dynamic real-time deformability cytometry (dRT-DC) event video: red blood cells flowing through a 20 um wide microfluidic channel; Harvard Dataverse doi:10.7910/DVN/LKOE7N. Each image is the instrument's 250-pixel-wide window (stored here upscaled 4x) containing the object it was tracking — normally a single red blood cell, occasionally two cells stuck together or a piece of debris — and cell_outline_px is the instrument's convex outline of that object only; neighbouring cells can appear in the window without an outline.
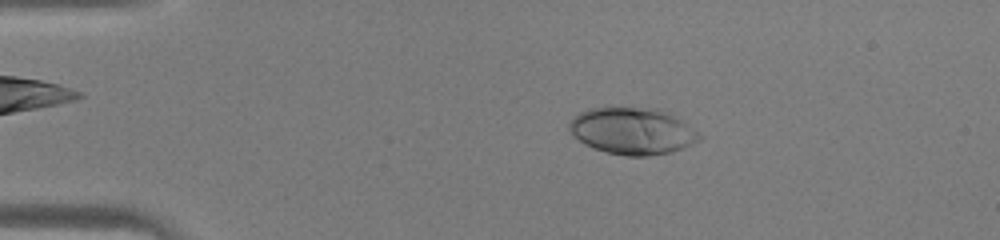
{"species": "human", "species_latin": "Homo sapiens", "temperature_condition": "warm", "stored_images_in_passage": 39, "camera_frame_rate_fps": 3000, "um_per_image_px": 0.085, "donor": {"sex": "male"}, "frame": {"image": 1, "passage_image": 3, "time_ms": 0.667, "image_size_px": [1000, 240], "cell_outline_px": [[704, 136], [700, 140], [692, 144], [672, 152], [648, 156], [624, 156], [608, 152], [584, 144], [568, 128], [568, 124], [572, 116], [588, 108], [608, 104], [664, 108], [672, 112]], "centroid_in_image_um": [53.78, 11.06], "position_along_channel_um": 31.2, "area_um2": 36.88}}
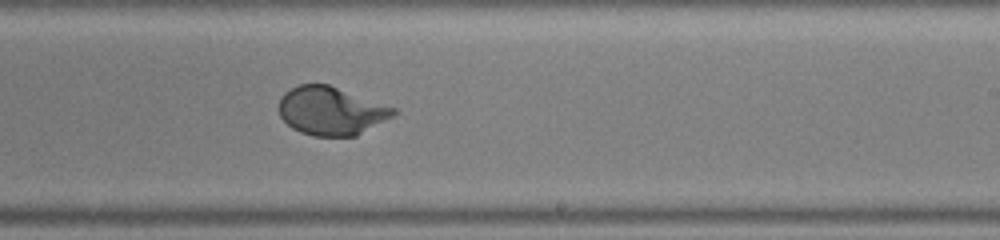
{"frame": {"image": 2, "passage_image": 22, "time_ms": 7.0, "image_size_px": [1000, 240], "cell_outline_px": [[400, 112], [396, 116], [356, 136], [312, 136], [300, 132], [292, 128], [280, 116], [280, 96], [284, 92], [300, 84], [328, 84], [396, 108]], "centroid_in_image_um": [28.19, 9.44], "position_along_channel_um": 260.8, "area_um2": 32.43}}
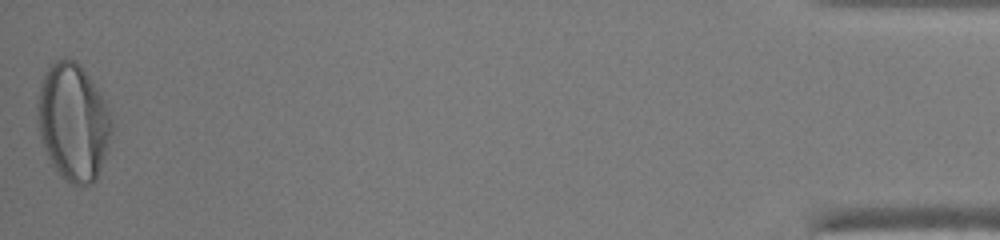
{"frame": {"image": 3, "passage_image": 39, "time_ms": 12.667, "image_size_px": [1000, 240], "cell_outline_px": [[112, 128], [108, 148], [96, 180], [92, 184], [80, 188], [64, 180], [60, 176], [52, 164], [40, 140], [36, 120], [36, 96], [40, 84], [48, 68], [56, 60], [76, 60], [80, 64], [92, 80], [100, 92], [108, 108], [112, 120]], "centroid_in_image_um": [6.2, 10.41], "position_along_channel_um": 429.0, "area_um2": 51.33}}